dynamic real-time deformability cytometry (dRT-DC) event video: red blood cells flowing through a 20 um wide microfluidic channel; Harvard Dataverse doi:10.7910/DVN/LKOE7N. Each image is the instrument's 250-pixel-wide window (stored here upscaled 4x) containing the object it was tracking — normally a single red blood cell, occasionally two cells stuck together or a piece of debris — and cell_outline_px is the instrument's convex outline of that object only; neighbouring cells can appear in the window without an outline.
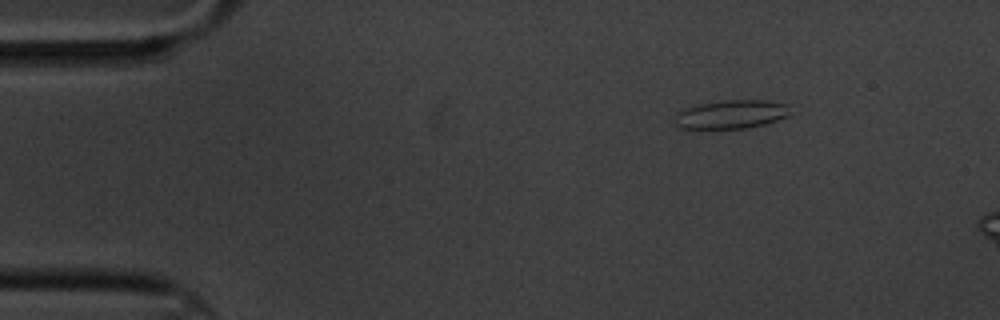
{"species": "common noctule bat (a hibernating species)", "species_latin": "Nyctalus noctula", "temperature_condition": "cold", "stored_images_in_passage": 9, "camera_frame_rate_fps": 3000, "um_per_image_px": 0.085, "animal": {"sex": "male", "body_mass_g": 20.1, "forearm_length_mm": 53.5}, "frame": {"image": 1, "passage_image": 1, "time_ms": 0.0, "image_size_px": [1000, 320], "cell_outline_px": [[792, 104], [788, 116], [764, 124], [744, 128], [676, 128], [676, 116], [684, 108], [700, 104], [724, 100], [764, 100]], "centroid_in_image_um": [62.21, 9.7], "position_along_channel_um": 22.8, "area_um2": 19.13}}
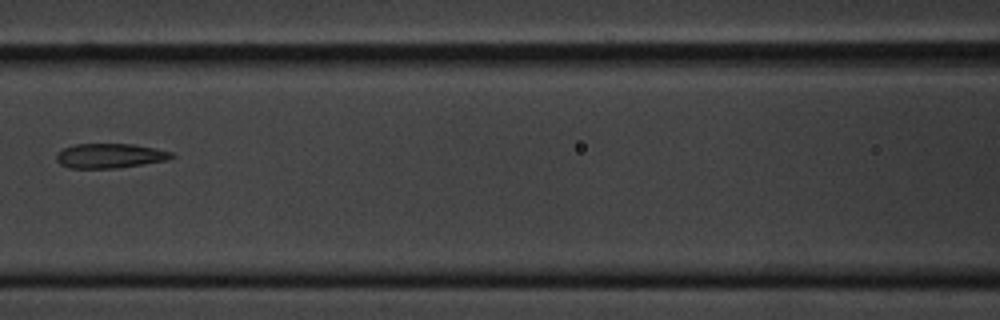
{"frame": {"image": 2, "passage_image": 6, "time_ms": 6.0, "image_size_px": [1000, 320], "cell_outline_px": [[176, 156], [168, 160], [144, 164], [116, 168], [68, 168], [60, 164], [56, 160], [56, 152], [64, 148], [76, 144], [132, 144], [156, 148], [172, 152]], "centroid_in_image_um": [9.35, 13.24], "position_along_channel_um": 157.3, "area_um2": 16.65}}
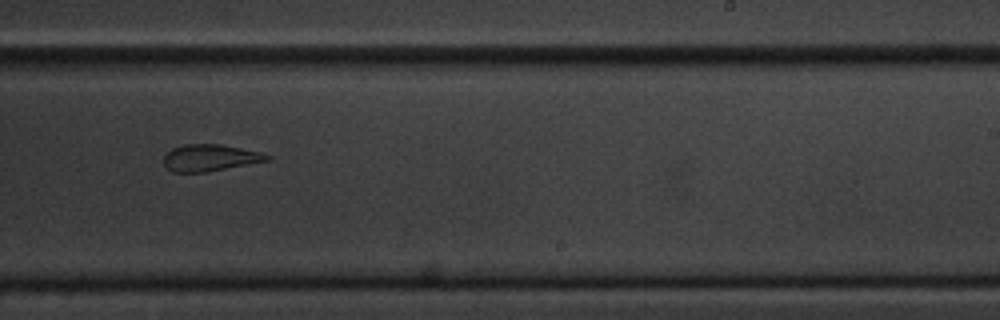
{"frame": {"image": 3, "passage_image": 9, "time_ms": 9.333, "image_size_px": [1000, 320], "cell_outline_px": [[272, 160], [204, 172], [172, 172], [164, 164], [164, 156], [172, 148], [184, 144], [220, 144], [260, 152], [272, 156]], "centroid_in_image_um": [17.87, 13.41], "position_along_channel_um": 271.1, "area_um2": 16.01}}